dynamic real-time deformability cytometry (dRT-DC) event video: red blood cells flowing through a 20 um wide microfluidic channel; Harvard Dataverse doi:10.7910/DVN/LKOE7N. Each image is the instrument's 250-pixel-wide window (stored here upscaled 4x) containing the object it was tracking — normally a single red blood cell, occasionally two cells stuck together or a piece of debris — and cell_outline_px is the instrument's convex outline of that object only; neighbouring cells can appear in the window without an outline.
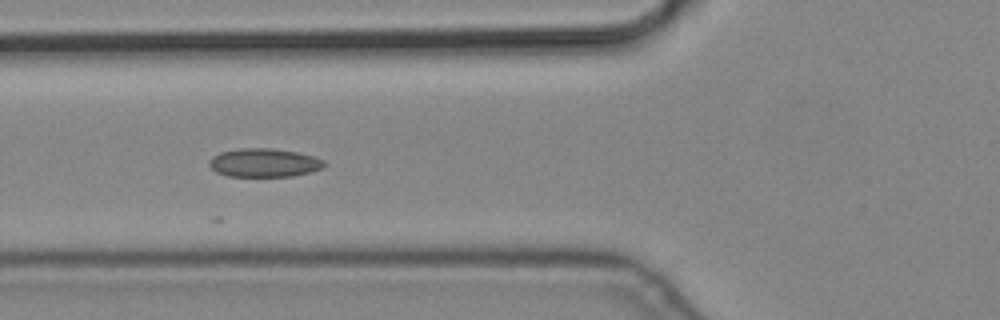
{"species": "common noctule bat (a hibernating species)", "species_latin": "Nyctalus noctula", "temperature_condition": "cold", "stored_images_in_passage": 8, "camera_frame_rate_fps": 3000, "um_per_image_px": 0.085, "animal": {"sex": "male", "body_mass_g": 19.2, "forearm_length_mm": 51.8}, "frame": {"image": 1, "passage_image": 6, "time_ms": 1.667, "image_size_px": [1000, 320], "cell_outline_px": [[328, 164], [324, 168], [292, 176], [228, 176], [216, 172], [208, 164], [208, 160], [212, 156], [220, 152], [240, 148], [272, 148], [296, 152], [312, 156], [324, 160]], "centroid_in_image_um": [22.44, 13.83], "position_along_channel_um": 103.4, "area_um2": 19.19}}
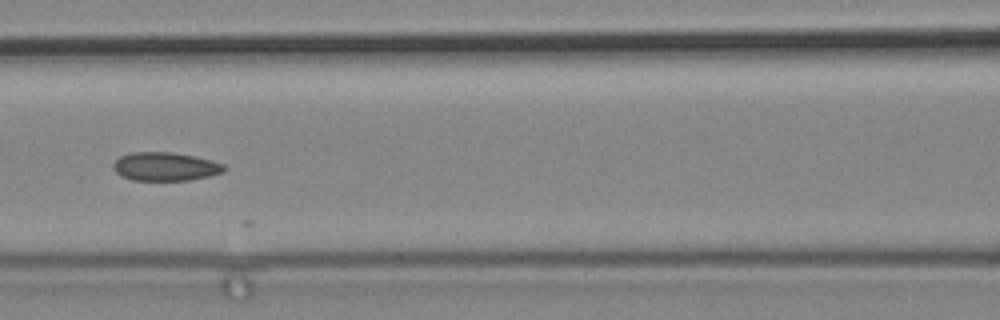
{"frame": {"image": 2, "passage_image": 7, "time_ms": 2.0, "image_size_px": [1000, 320], "cell_outline_px": [[228, 168], [224, 172], [208, 176], [188, 180], [132, 180], [120, 176], [112, 168], [112, 164], [120, 156], [132, 152], [172, 152], [212, 160], [224, 164]], "centroid_in_image_um": [14.04, 14.16], "position_along_channel_um": 152.6, "area_um2": 18.5}}
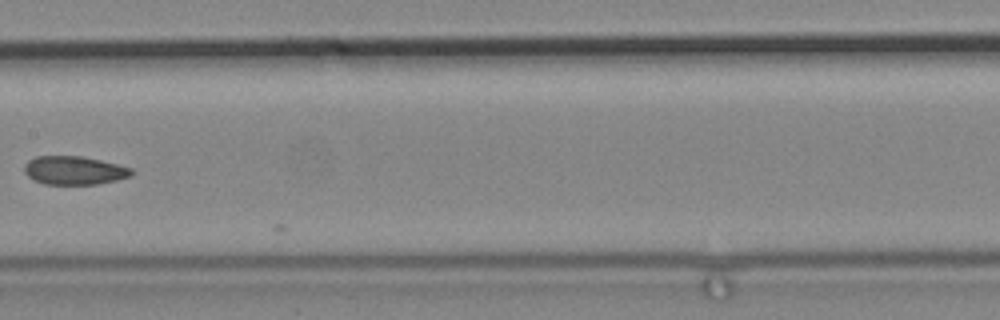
{"frame": {"image": 3, "passage_image": 8, "time_ms": 2.333, "image_size_px": [1000, 320], "cell_outline_px": [[136, 172], [132, 176], [116, 180], [96, 184], [44, 184], [28, 176], [24, 172], [24, 164], [28, 160], [36, 156], [80, 156], [100, 160], [132, 168]], "centroid_in_image_um": [6.32, 14.48], "position_along_channel_um": 201.1, "area_um2": 17.8}}